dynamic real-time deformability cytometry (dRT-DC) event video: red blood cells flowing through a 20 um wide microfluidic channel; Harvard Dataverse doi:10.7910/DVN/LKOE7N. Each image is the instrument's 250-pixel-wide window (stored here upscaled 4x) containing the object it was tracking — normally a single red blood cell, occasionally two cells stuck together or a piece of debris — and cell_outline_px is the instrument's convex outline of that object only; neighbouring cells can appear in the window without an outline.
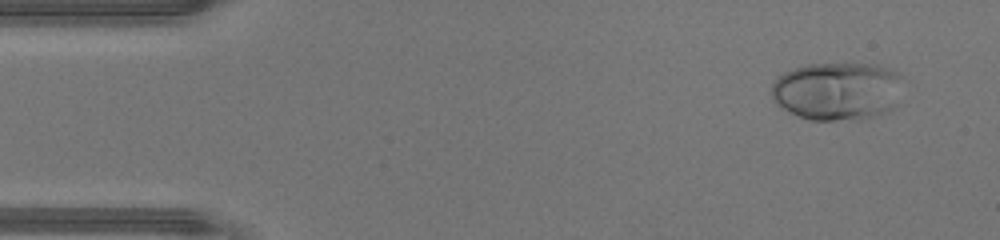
{"species": "human", "species_latin": "Homo sapiens", "temperature_condition": "warm", "stored_images_in_passage": 41, "camera_frame_rate_fps": 3000, "um_per_image_px": 0.085, "donor": {"sex": "male"}, "frame": {"image": 1, "passage_image": 1, "time_ms": 0.0, "image_size_px": [1000, 240], "cell_outline_px": [[904, 76], [896, 104], [892, 108], [884, 112], [860, 120], [808, 120], [780, 108], [772, 100], [772, 84], [784, 72], [804, 64], [876, 64], [888, 68]], "centroid_in_image_um": [71.17, 7.74], "position_along_channel_um": 13.8, "area_um2": 44.97}}
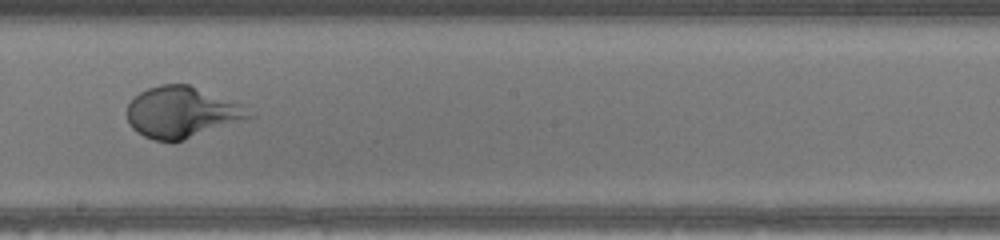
{"frame": {"image": 2, "passage_image": 22, "time_ms": 7.0, "image_size_px": [1000, 240], "cell_outline_px": [[256, 116], [184, 140], [156, 140], [144, 136], [132, 128], [128, 120], [128, 104], [140, 92], [148, 88], [160, 84], [188, 84], [240, 104]], "centroid_in_image_um": [15.45, 9.54], "position_along_channel_um": 232.7, "area_um2": 35.72}}
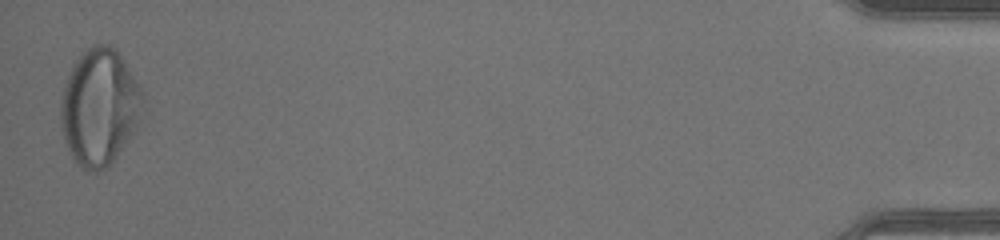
{"frame": {"image": 3, "passage_image": 41, "time_ms": 13.333, "image_size_px": [1000, 240], "cell_outline_px": [[144, 100], [140, 120], [136, 128], [116, 156], [104, 168], [96, 172], [88, 172], [80, 168], [72, 156], [68, 148], [64, 136], [60, 116], [60, 100], [72, 64], [92, 44], [108, 44], [116, 48], [144, 92]], "centroid_in_image_um": [8.47, 9.08], "position_along_channel_um": 426.7, "area_um2": 55.6}}